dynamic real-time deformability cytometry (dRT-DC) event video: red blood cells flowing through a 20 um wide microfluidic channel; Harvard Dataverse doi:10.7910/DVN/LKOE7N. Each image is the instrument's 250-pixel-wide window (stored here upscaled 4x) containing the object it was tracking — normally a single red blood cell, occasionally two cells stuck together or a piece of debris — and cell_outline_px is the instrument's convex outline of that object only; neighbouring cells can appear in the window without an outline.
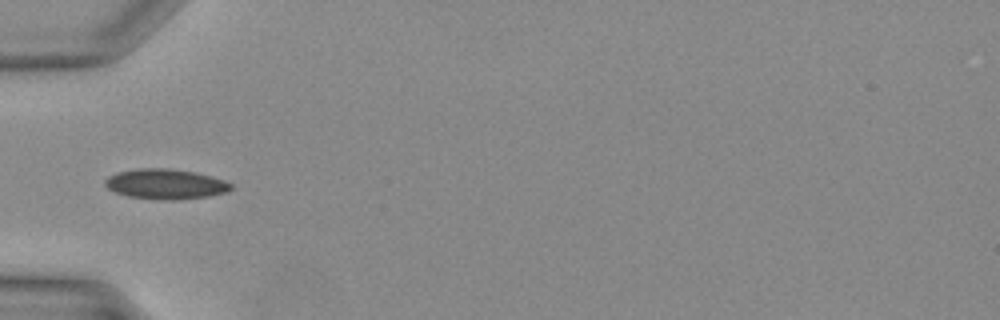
{"species": "Egyptian fruit bat (a non-hibernating species)", "species_latin": "Rousettus aegyptiacus", "temperature_condition": "warm", "stored_images_in_passage": 25, "camera_frame_rate_fps": 3000, "um_per_image_px": 0.085, "animal": {"sex": "female"}, "frame": {"image": 1, "passage_image": 1, "time_ms": 0.0, "image_size_px": [1000, 320], "cell_outline_px": [[232, 188], [228, 192], [208, 196], [172, 200], [168, 200], [128, 196], [116, 192], [108, 188], [104, 184], [104, 180], [108, 176], [116, 172], [136, 168], [168, 168], [196, 172], [212, 176], [224, 180], [232, 184]], "centroid_in_image_um": [14.07, 15.63], "position_along_channel_um": 70.9, "area_um2": 22.14}}
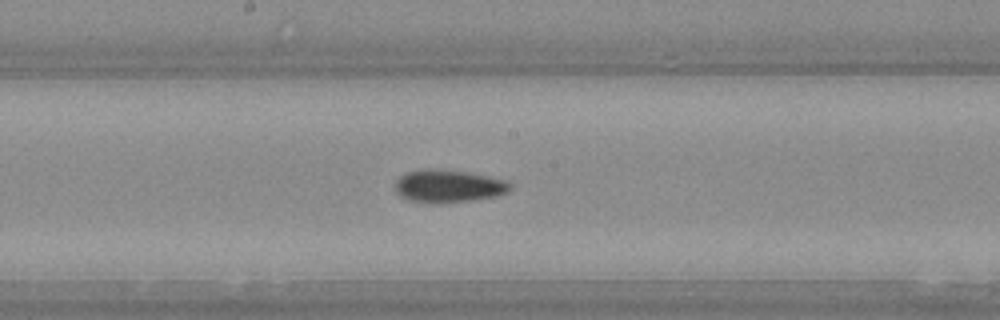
{"frame": {"image": 2, "passage_image": 9, "time_ms": 2.667, "image_size_px": [1000, 320], "cell_outline_px": [[512, 188], [508, 192], [496, 196], [440, 204], [428, 204], [408, 200], [400, 196], [396, 192], [396, 180], [400, 176], [408, 172], [428, 168], [432, 168], [464, 172], [508, 180], [512, 184]], "centroid_in_image_um": [38.11, 15.83], "position_along_channel_um": 210.1, "area_um2": 22.02}}
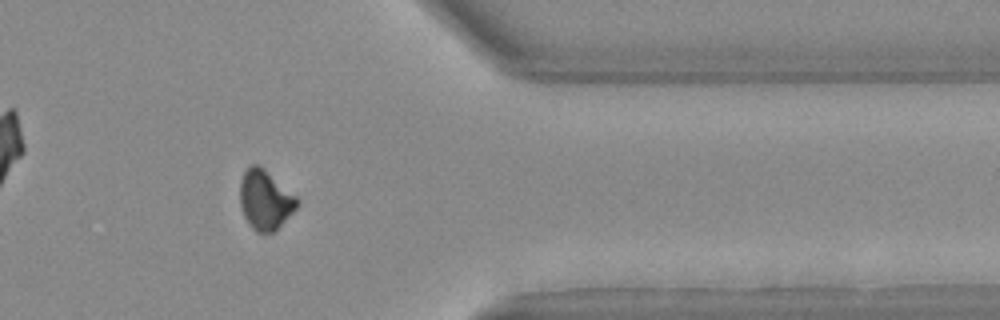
{"frame": {"image": 3, "passage_image": 20, "time_ms": 6.333, "image_size_px": [1000, 320], "cell_outline_px": [[300, 204], [272, 232], [256, 232], [248, 224], [244, 216], [240, 204], [240, 180], [244, 172], [252, 164], [256, 164], [264, 168], [296, 196], [300, 200]], "centroid_in_image_um": [22.52, 16.97], "position_along_channel_um": 388.9, "area_um2": 19.59}}